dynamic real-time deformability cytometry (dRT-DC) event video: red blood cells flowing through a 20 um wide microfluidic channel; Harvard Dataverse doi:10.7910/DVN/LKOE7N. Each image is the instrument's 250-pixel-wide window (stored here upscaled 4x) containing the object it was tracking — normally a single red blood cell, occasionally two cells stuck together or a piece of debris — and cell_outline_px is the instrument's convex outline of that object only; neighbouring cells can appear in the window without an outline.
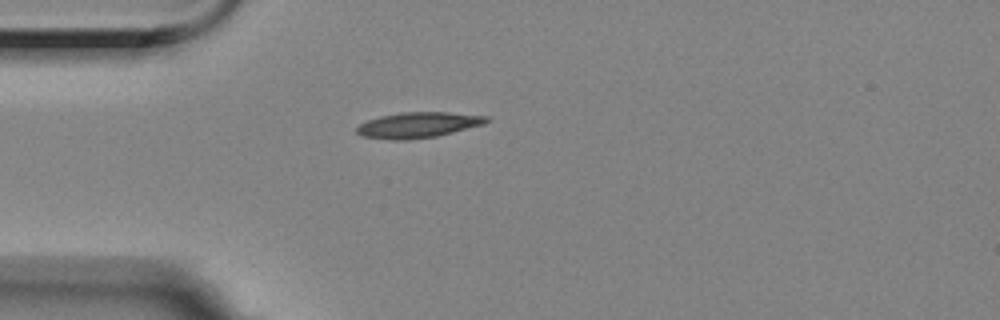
{"species": "Egyptian fruit bat (a non-hibernating species)", "species_latin": "Rousettus aegyptiacus", "temperature_condition": "room temperature", "stored_images_in_passage": 39, "camera_frame_rate_fps": 3000, "um_per_image_px": 0.085, "animal": {"sex": "female"}, "frame": {"image": 1, "passage_image": 1, "time_ms": 0.0, "image_size_px": [1000, 320], "cell_outline_px": [[492, 120], [484, 124], [436, 136], [408, 140], [388, 140], [360, 136], [356, 132], [356, 128], [360, 124], [368, 120], [380, 116], [400, 112], [448, 112], [488, 116]], "centroid_in_image_um": [35.53, 10.62], "position_along_channel_um": 49.5, "area_um2": 19.48}}
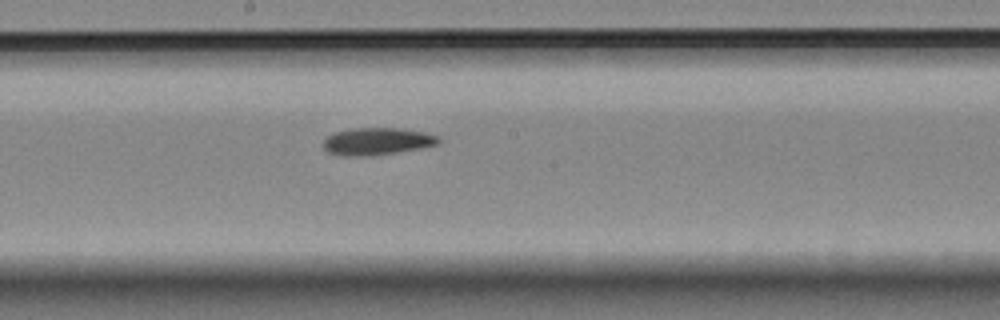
{"frame": {"image": 2, "passage_image": 16, "time_ms": 5.0, "image_size_px": [1000, 320], "cell_outline_px": [[440, 140], [436, 144], [420, 148], [372, 156], [344, 156], [328, 152], [324, 148], [324, 140], [332, 132], [356, 128], [400, 128], [424, 132], [440, 136]], "centroid_in_image_um": [32.04, 12.01], "position_along_channel_um": 216.2, "area_um2": 18.26}}
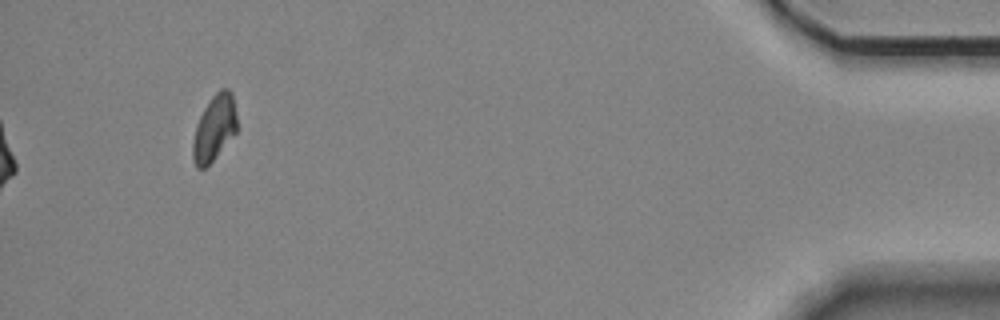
{"frame": {"image": 3, "passage_image": 39, "time_ms": 12.667, "image_size_px": [1000, 320], "cell_outline_px": [[236, 132], [216, 156], [204, 168], [196, 168], [192, 160], [192, 140], [196, 124], [204, 108], [212, 96], [220, 88], [228, 88], [232, 92], [236, 116]], "centroid_in_image_um": [18.19, 10.87], "position_along_channel_um": 417.0, "area_um2": 16.88}}